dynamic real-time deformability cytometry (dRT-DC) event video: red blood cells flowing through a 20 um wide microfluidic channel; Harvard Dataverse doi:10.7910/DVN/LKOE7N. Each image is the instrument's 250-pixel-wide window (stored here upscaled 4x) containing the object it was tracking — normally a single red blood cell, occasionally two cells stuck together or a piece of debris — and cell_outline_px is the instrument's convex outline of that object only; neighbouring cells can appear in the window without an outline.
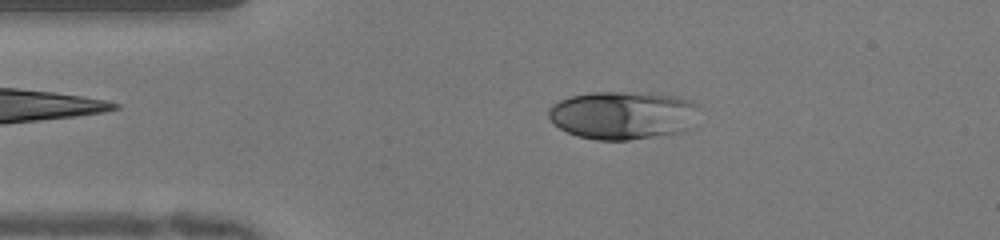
{"species": "human", "species_latin": "Homo sapiens", "temperature_condition": "warm", "stored_images_in_passage": 48, "camera_frame_rate_fps": 3000, "um_per_image_px": 0.085, "donor": {"sex": "female"}, "frame": {"image": 1, "passage_image": 8, "time_ms": 2.333, "image_size_px": [1000, 240], "cell_outline_px": [[700, 124], [696, 128], [684, 132], [628, 140], [596, 140], [576, 136], [560, 128], [548, 116], [548, 108], [552, 104], [560, 100], [572, 96], [592, 92], [648, 92], [676, 96], [700, 104]], "centroid_in_image_um": [53.09, 9.79], "position_along_channel_um": 31.9, "area_um2": 43.47}}
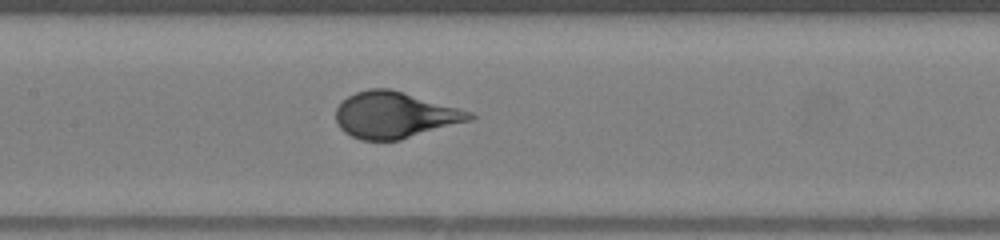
{"frame": {"image": 2, "passage_image": 21, "time_ms": 6.667, "image_size_px": [1000, 240], "cell_outline_px": [[476, 116], [472, 120], [400, 140], [360, 140], [344, 132], [336, 124], [336, 108], [348, 96], [356, 92], [368, 88], [388, 88], [460, 108], [472, 112]], "centroid_in_image_um": [33.55, 9.78], "position_along_channel_um": 173.8, "area_um2": 36.01}}
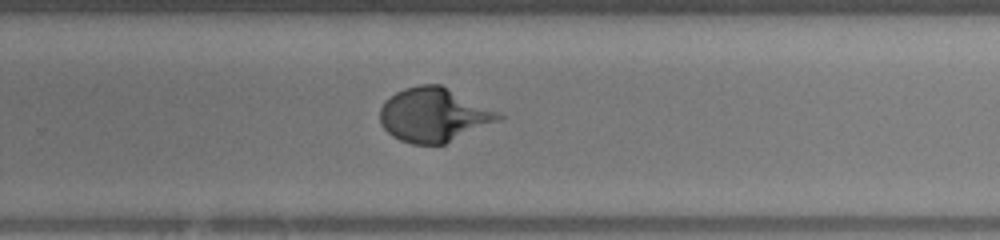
{"frame": {"image": 3, "passage_image": 30, "time_ms": 9.667, "image_size_px": [1000, 240], "cell_outline_px": [[504, 116], [500, 120], [444, 144], [412, 144], [400, 140], [392, 136], [380, 124], [380, 108], [384, 100], [396, 92], [404, 88], [420, 84], [440, 84]], "centroid_in_image_um": [36.8, 9.77], "position_along_channel_um": 293.0, "area_um2": 36.82}}